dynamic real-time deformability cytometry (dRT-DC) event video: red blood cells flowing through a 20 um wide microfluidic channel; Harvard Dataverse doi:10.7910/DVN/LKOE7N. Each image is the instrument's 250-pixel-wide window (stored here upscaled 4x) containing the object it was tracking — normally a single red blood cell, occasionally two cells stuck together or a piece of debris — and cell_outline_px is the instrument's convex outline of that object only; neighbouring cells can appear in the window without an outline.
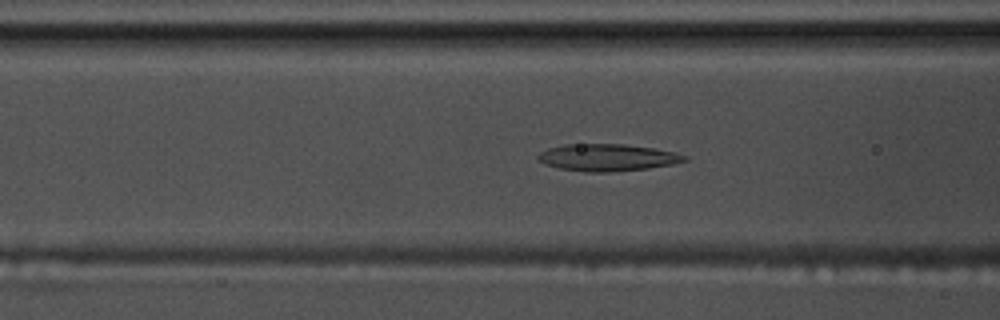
{"species": "common noctule bat (a hibernating species)", "species_latin": "Nyctalus noctula", "temperature_condition": "warm", "stored_images_in_passage": 50, "camera_frame_rate_fps": 3000, "um_per_image_px": 0.085, "animal": {"sex": "male", "body_mass_g": 17.5, "forearm_length_mm": 52.3}, "frame": {"image": 1, "passage_image": 15, "time_ms": 4.667, "image_size_px": [1000, 320], "cell_outline_px": [[688, 160], [672, 164], [648, 168], [608, 172], [588, 172], [560, 168], [544, 164], [536, 156], [540, 152], [548, 148], [564, 144], [624, 144], [656, 148], [688, 156]], "centroid_in_image_um": [51.63, 13.38], "position_along_channel_um": 115.0, "area_um2": 23.0}}
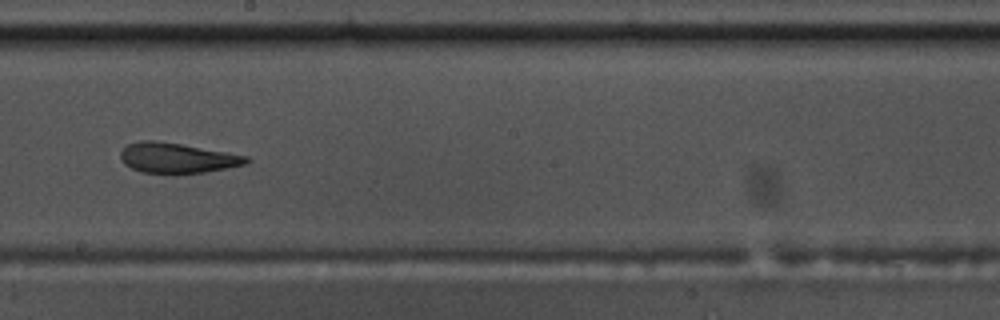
{"frame": {"image": 2, "passage_image": 25, "time_ms": 8.0, "image_size_px": [1000, 320], "cell_outline_px": [[252, 160], [248, 164], [204, 172], [176, 176], [140, 172], [124, 164], [120, 160], [120, 152], [128, 144], [140, 140], [156, 140], [228, 152], [248, 156]], "centroid_in_image_um": [15.05, 13.46], "position_along_channel_um": 233.1, "area_um2": 22.83}}
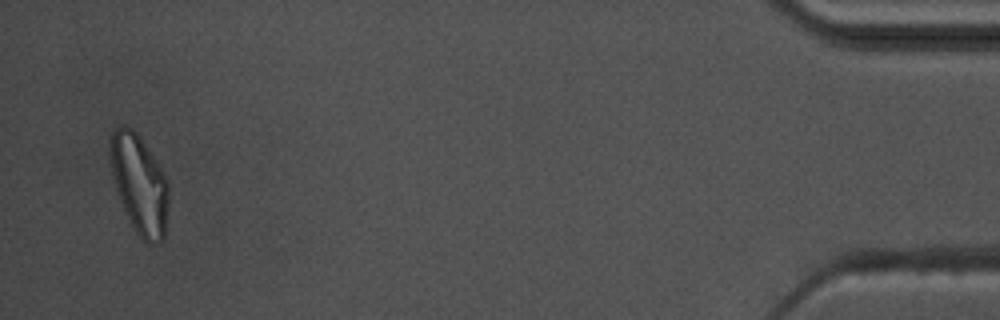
{"frame": {"image": 3, "passage_image": 48, "time_ms": 15.667, "image_size_px": [1000, 320], "cell_outline_px": [[168, 204], [164, 240], [152, 244], [148, 244], [136, 232], [124, 212], [116, 188], [112, 172], [108, 152], [108, 148], [112, 132], [120, 124], [124, 124], [132, 128], [136, 132], [168, 180]], "centroid_in_image_um": [11.83, 15.65], "position_along_channel_um": 423.4, "area_um2": 33.64}, "authors_computed_cell_mechanics": {"area_um2": 24.0448, "velocity_mm_per_s": 3.5585, "shape_relaxation_time_tau1_ms": null, "shape_relaxation_time_tau2_ms": 3.6656, "deformation_change_tau1": null, "deformation_change_tau2": 0.1287}}